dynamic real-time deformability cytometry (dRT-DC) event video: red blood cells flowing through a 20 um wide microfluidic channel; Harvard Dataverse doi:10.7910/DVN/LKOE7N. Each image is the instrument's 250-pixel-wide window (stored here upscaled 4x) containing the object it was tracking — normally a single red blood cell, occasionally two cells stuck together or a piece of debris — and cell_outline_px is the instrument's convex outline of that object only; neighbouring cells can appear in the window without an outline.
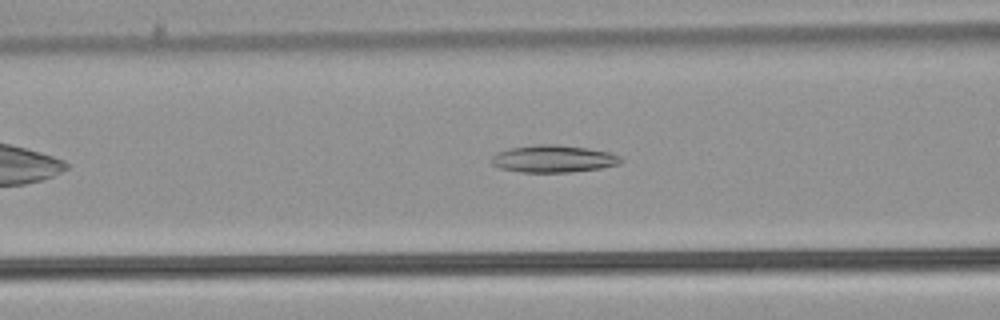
{"species": "common noctule bat (a hibernating species)", "species_latin": "Nyctalus noctula", "temperature_condition": "warm", "stored_images_in_passage": 42, "camera_frame_rate_fps": 3000, "um_per_image_px": 0.085, "animal": {"sex": "male", "body_mass_g": 21.5, "forearm_length_mm": 52.0}, "frame": {"image": 1, "passage_image": 10, "time_ms": 3.0, "image_size_px": [1000, 320], "cell_outline_px": [[624, 160], [620, 164], [600, 168], [568, 172], [520, 172], [500, 168], [492, 164], [492, 156], [496, 152], [512, 148], [540, 144], [556, 144], [588, 148], [612, 152], [620, 156]], "centroid_in_image_um": [47.08, 13.49], "position_along_channel_um": 119.5, "area_um2": 20.58}}
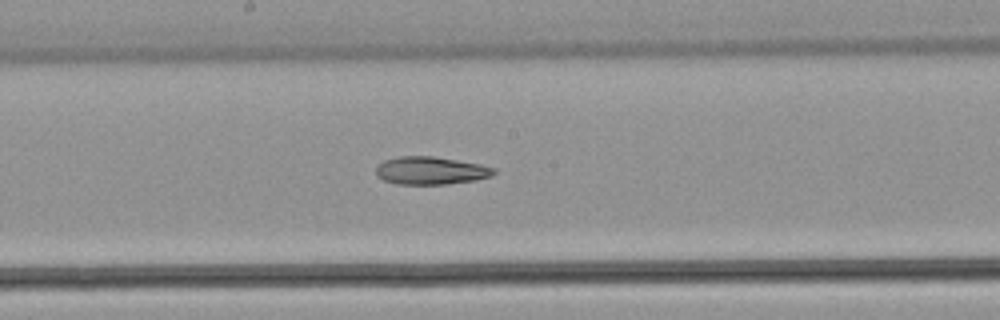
{"frame": {"image": 2, "passage_image": 17, "time_ms": 5.333, "image_size_px": [1000, 320], "cell_outline_px": [[496, 172], [492, 176], [476, 180], [448, 184], [396, 184], [384, 180], [376, 176], [376, 164], [384, 160], [400, 156], [432, 156], [480, 164], [496, 168]], "centroid_in_image_um": [36.6, 14.5], "position_along_channel_um": 211.6, "area_um2": 19.25}}
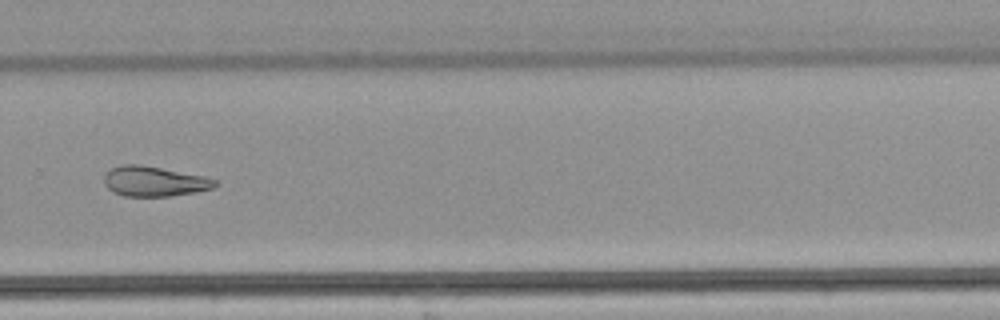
{"frame": {"image": 3, "passage_image": 25, "time_ms": 8.0, "image_size_px": [1000, 320], "cell_outline_px": [[220, 184], [216, 188], [196, 192], [168, 196], [124, 196], [112, 192], [104, 184], [104, 176], [112, 168], [120, 164], [140, 164], [204, 176], [216, 180]], "centroid_in_image_um": [13.13, 15.42], "position_along_channel_um": 316.7, "area_um2": 19.54}}